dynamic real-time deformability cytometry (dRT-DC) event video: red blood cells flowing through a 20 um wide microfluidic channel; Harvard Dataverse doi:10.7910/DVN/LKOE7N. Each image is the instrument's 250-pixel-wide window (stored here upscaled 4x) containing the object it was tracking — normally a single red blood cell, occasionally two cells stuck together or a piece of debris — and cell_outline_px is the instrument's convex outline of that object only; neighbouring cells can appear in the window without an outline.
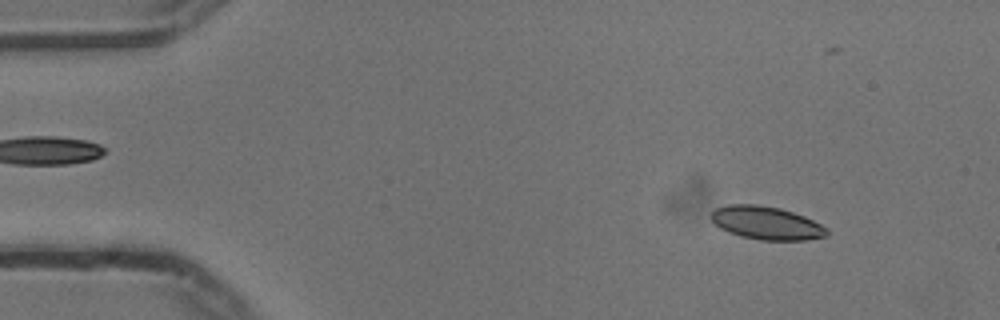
{"species": "common noctule bat (a hibernating species)", "species_latin": "Nyctalus noctula", "temperature_condition": "cold", "stored_images_in_passage": 54, "camera_frame_rate_fps": 3000, "um_per_image_px": 0.085, "animal": {"sex": "male", "body_mass_g": 13.3}, "frame": {"image": 1, "passage_image": 6, "time_ms": 1.667, "image_size_px": [1000, 320], "cell_outline_px": [[828, 236], [808, 240], [760, 240], [740, 236], [728, 232], [720, 228], [708, 216], [716, 208], [728, 204], [756, 204], [780, 208], [804, 216], [828, 228]], "centroid_in_image_um": [65.14, 18.96], "position_along_channel_um": 19.9, "area_um2": 22.48}}
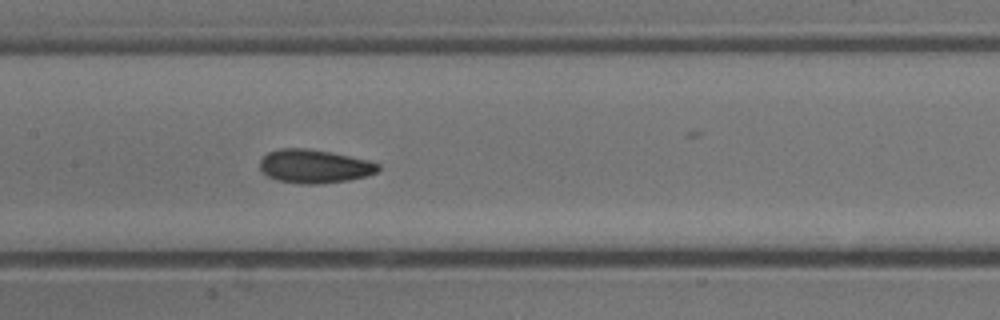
{"frame": {"image": 2, "passage_image": 26, "time_ms": 8.333, "image_size_px": [1000, 320], "cell_outline_px": [[380, 168], [376, 172], [368, 176], [348, 180], [320, 184], [300, 184], [276, 180], [268, 176], [260, 168], [260, 160], [268, 152], [280, 148], [308, 148], [332, 152], [368, 160], [380, 164]], "centroid_in_image_um": [26.73, 14.13], "position_along_channel_um": 180.7, "area_um2": 23.29}}
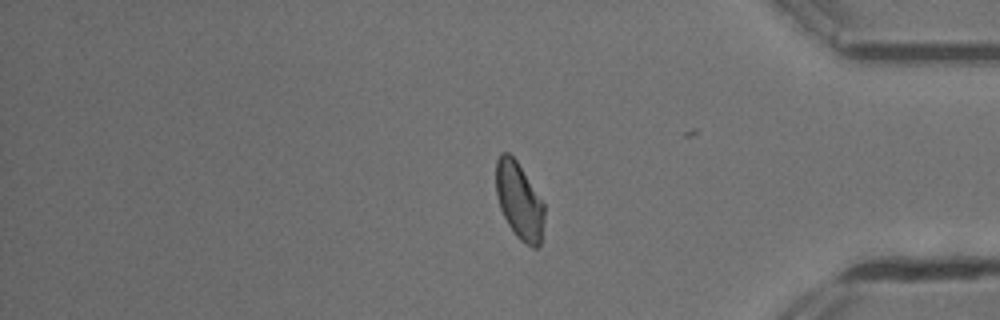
{"frame": {"image": 3, "passage_image": 45, "time_ms": 14.667, "image_size_px": [1000, 320], "cell_outline_px": [[544, 220], [540, 244], [536, 248], [532, 248], [524, 244], [516, 236], [508, 224], [500, 208], [496, 196], [496, 160], [500, 152], [508, 152], [516, 160], [544, 204]], "centroid_in_image_um": [44.12, 17.09], "position_along_channel_um": 391.1, "area_um2": 21.56}, "authors_computed_cell_mechanics": {"area_um2": 22.3686, "velocity_mm_per_s": 3.7257, "shape_relaxation_time_tau1_ms": 4.7379, "shape_relaxation_time_tau2_ms": 1.666, "deformation_change_tau1": 0.096, "deformation_change_tau2": 0.0644}}